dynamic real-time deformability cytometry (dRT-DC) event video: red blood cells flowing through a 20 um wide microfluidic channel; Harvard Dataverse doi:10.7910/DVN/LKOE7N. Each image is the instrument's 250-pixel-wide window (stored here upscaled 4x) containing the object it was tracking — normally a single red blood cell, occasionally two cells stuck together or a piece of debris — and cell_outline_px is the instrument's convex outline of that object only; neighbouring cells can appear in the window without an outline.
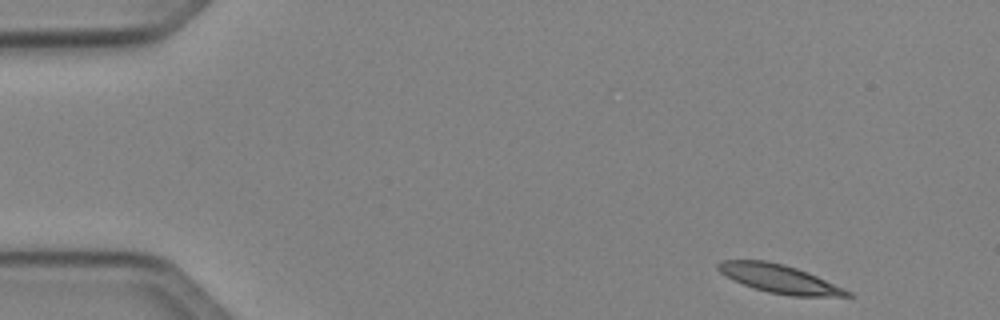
{"species": "Egyptian fruit bat (a non-hibernating species)", "species_latin": "Rousettus aegyptiacus", "temperature_condition": "cold", "stored_images_in_passage": 5, "camera_frame_rate_fps": 3000, "um_per_image_px": 0.085, "animal": {"sex": "female"}, "frame": {"image": 1, "passage_image": 1, "time_ms": 0.0, "image_size_px": [1000, 320], "cell_outline_px": [[852, 296], [792, 296], [768, 292], [744, 284], [720, 272], [716, 268], [716, 264], [720, 260], [768, 260], [784, 264], [808, 272], [844, 288], [852, 292]], "centroid_in_image_um": [66.25, 23.68], "position_along_channel_um": 18.7, "area_um2": 21.15}}
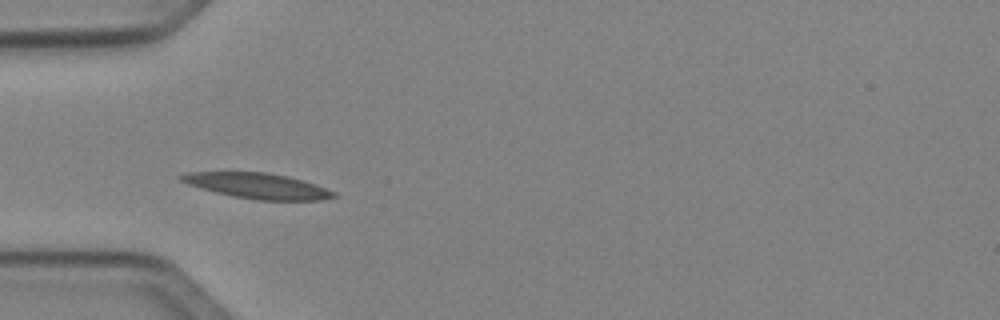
{"frame": {"image": 2, "passage_image": 4, "time_ms": 3.667, "image_size_px": [1000, 320], "cell_outline_px": [[340, 196], [324, 200], [256, 200], [232, 196], [200, 188], [188, 184], [180, 180], [176, 176], [188, 172], [268, 172], [288, 176], [336, 192]], "centroid_in_image_um": [21.88, 15.8], "position_along_channel_um": 63.1, "area_um2": 22.6}}
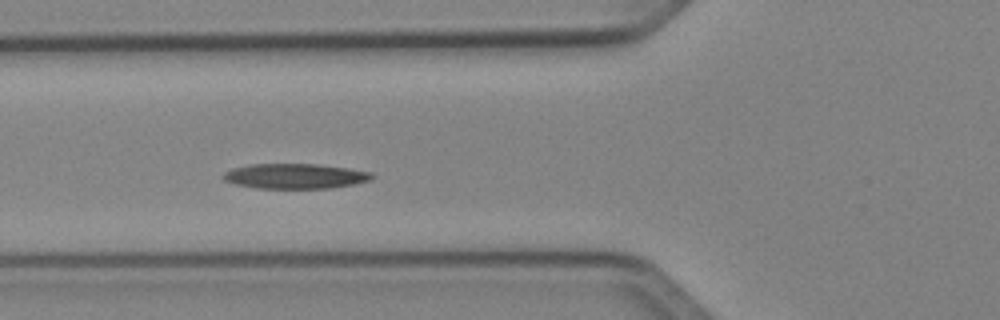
{"frame": {"image": 3, "passage_image": 5, "time_ms": 4.667, "image_size_px": [1000, 320], "cell_outline_px": [[376, 176], [372, 180], [356, 184], [332, 188], [256, 188], [236, 184], [224, 180], [220, 176], [224, 172], [232, 168], [248, 164], [316, 164], [348, 168], [372, 172]], "centroid_in_image_um": [25.11, 14.97], "position_along_channel_um": 100.7, "area_um2": 21.96}}